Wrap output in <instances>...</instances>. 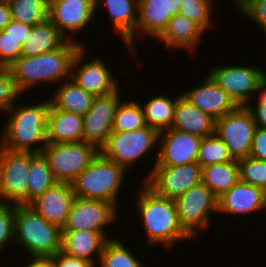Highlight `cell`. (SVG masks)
Returning <instances> with one entry per match:
<instances>
[{
	"instance_id": "cell-1",
	"label": "cell",
	"mask_w": 266,
	"mask_h": 267,
	"mask_svg": "<svg viewBox=\"0 0 266 267\" xmlns=\"http://www.w3.org/2000/svg\"><path fill=\"white\" fill-rule=\"evenodd\" d=\"M139 186L134 190L136 205L133 207H136L137 217L143 226L140 229L146 236L145 246L152 249L161 246L169 252L172 248L175 250V245H180L182 241L193 242L194 239L180 225L174 200L158 196L144 182Z\"/></svg>"
},
{
	"instance_id": "cell-2",
	"label": "cell",
	"mask_w": 266,
	"mask_h": 267,
	"mask_svg": "<svg viewBox=\"0 0 266 267\" xmlns=\"http://www.w3.org/2000/svg\"><path fill=\"white\" fill-rule=\"evenodd\" d=\"M20 99L26 100L22 95L18 102L8 110L5 121H2L0 146L12 151L41 153L47 144L46 131L50 100L40 98L38 102L35 101L36 103L33 101L26 103Z\"/></svg>"
},
{
	"instance_id": "cell-3",
	"label": "cell",
	"mask_w": 266,
	"mask_h": 267,
	"mask_svg": "<svg viewBox=\"0 0 266 267\" xmlns=\"http://www.w3.org/2000/svg\"><path fill=\"white\" fill-rule=\"evenodd\" d=\"M83 45L69 40L63 47L36 56L21 55L10 66L17 90L26 98L33 89L42 85L57 86L71 79V66L76 53ZM31 92V93H30Z\"/></svg>"
},
{
	"instance_id": "cell-4",
	"label": "cell",
	"mask_w": 266,
	"mask_h": 267,
	"mask_svg": "<svg viewBox=\"0 0 266 267\" xmlns=\"http://www.w3.org/2000/svg\"><path fill=\"white\" fill-rule=\"evenodd\" d=\"M62 229L48 223L30 205H15L14 246L26 257L53 256L61 250Z\"/></svg>"
},
{
	"instance_id": "cell-5",
	"label": "cell",
	"mask_w": 266,
	"mask_h": 267,
	"mask_svg": "<svg viewBox=\"0 0 266 267\" xmlns=\"http://www.w3.org/2000/svg\"><path fill=\"white\" fill-rule=\"evenodd\" d=\"M127 174L129 173L124 168L99 152L91 164L71 182V185L76 197L104 200L118 207L121 205L118 202L124 192L122 188H126L123 182L126 181Z\"/></svg>"
},
{
	"instance_id": "cell-6",
	"label": "cell",
	"mask_w": 266,
	"mask_h": 267,
	"mask_svg": "<svg viewBox=\"0 0 266 267\" xmlns=\"http://www.w3.org/2000/svg\"><path fill=\"white\" fill-rule=\"evenodd\" d=\"M159 133L158 130L148 125L132 132H112L100 152L127 172L134 169L137 163L138 165L142 164L139 162L144 160L146 156L150 158L149 155L155 153L152 167L148 166L147 176L143 175L144 180L141 179L143 183L150 176L158 159Z\"/></svg>"
},
{
	"instance_id": "cell-7",
	"label": "cell",
	"mask_w": 266,
	"mask_h": 267,
	"mask_svg": "<svg viewBox=\"0 0 266 267\" xmlns=\"http://www.w3.org/2000/svg\"><path fill=\"white\" fill-rule=\"evenodd\" d=\"M174 203L180 225L195 241L213 226L217 197L202 181L174 199Z\"/></svg>"
},
{
	"instance_id": "cell-8",
	"label": "cell",
	"mask_w": 266,
	"mask_h": 267,
	"mask_svg": "<svg viewBox=\"0 0 266 267\" xmlns=\"http://www.w3.org/2000/svg\"><path fill=\"white\" fill-rule=\"evenodd\" d=\"M240 64V65H239ZM207 65V72L214 81L235 101L246 106L256 96L259 83L266 76V67L252 64ZM211 66V67H210Z\"/></svg>"
},
{
	"instance_id": "cell-9",
	"label": "cell",
	"mask_w": 266,
	"mask_h": 267,
	"mask_svg": "<svg viewBox=\"0 0 266 267\" xmlns=\"http://www.w3.org/2000/svg\"><path fill=\"white\" fill-rule=\"evenodd\" d=\"M100 150L84 141L47 143L41 153L58 182L71 183L99 154Z\"/></svg>"
},
{
	"instance_id": "cell-10",
	"label": "cell",
	"mask_w": 266,
	"mask_h": 267,
	"mask_svg": "<svg viewBox=\"0 0 266 267\" xmlns=\"http://www.w3.org/2000/svg\"><path fill=\"white\" fill-rule=\"evenodd\" d=\"M87 49L86 45L82 46L76 53L71 66V80L95 97L109 95L118 90L121 79L117 80V75L109 67L111 65L100 54L88 59L90 52Z\"/></svg>"
},
{
	"instance_id": "cell-11",
	"label": "cell",
	"mask_w": 266,
	"mask_h": 267,
	"mask_svg": "<svg viewBox=\"0 0 266 267\" xmlns=\"http://www.w3.org/2000/svg\"><path fill=\"white\" fill-rule=\"evenodd\" d=\"M31 152L0 146V203L28 205Z\"/></svg>"
},
{
	"instance_id": "cell-12",
	"label": "cell",
	"mask_w": 266,
	"mask_h": 267,
	"mask_svg": "<svg viewBox=\"0 0 266 267\" xmlns=\"http://www.w3.org/2000/svg\"><path fill=\"white\" fill-rule=\"evenodd\" d=\"M120 208V206L117 207L114 203L108 201L75 196L62 231L89 230L101 232L110 240L114 238V236L112 237L114 233L109 235V229H111L109 227H114V224L120 222L119 214L122 213Z\"/></svg>"
},
{
	"instance_id": "cell-13",
	"label": "cell",
	"mask_w": 266,
	"mask_h": 267,
	"mask_svg": "<svg viewBox=\"0 0 266 267\" xmlns=\"http://www.w3.org/2000/svg\"><path fill=\"white\" fill-rule=\"evenodd\" d=\"M255 129L252 114L246 106H238L215 121V134L236 160L250 155Z\"/></svg>"
},
{
	"instance_id": "cell-14",
	"label": "cell",
	"mask_w": 266,
	"mask_h": 267,
	"mask_svg": "<svg viewBox=\"0 0 266 267\" xmlns=\"http://www.w3.org/2000/svg\"><path fill=\"white\" fill-rule=\"evenodd\" d=\"M94 0H49V20L69 39L85 46L79 39L94 20ZM92 21V22H91ZM78 34V36H77ZM78 38V39H77Z\"/></svg>"
},
{
	"instance_id": "cell-15",
	"label": "cell",
	"mask_w": 266,
	"mask_h": 267,
	"mask_svg": "<svg viewBox=\"0 0 266 267\" xmlns=\"http://www.w3.org/2000/svg\"><path fill=\"white\" fill-rule=\"evenodd\" d=\"M124 89L95 97L89 111L83 115V141L95 145L99 150L107 143L113 132V119L117 107L123 100Z\"/></svg>"
},
{
	"instance_id": "cell-16",
	"label": "cell",
	"mask_w": 266,
	"mask_h": 267,
	"mask_svg": "<svg viewBox=\"0 0 266 267\" xmlns=\"http://www.w3.org/2000/svg\"><path fill=\"white\" fill-rule=\"evenodd\" d=\"M202 181V167L197 163L182 166L153 167L144 182L158 196L176 199Z\"/></svg>"
},
{
	"instance_id": "cell-17",
	"label": "cell",
	"mask_w": 266,
	"mask_h": 267,
	"mask_svg": "<svg viewBox=\"0 0 266 267\" xmlns=\"http://www.w3.org/2000/svg\"><path fill=\"white\" fill-rule=\"evenodd\" d=\"M202 137L168 128L160 131L158 159L154 167L182 166L197 162Z\"/></svg>"
},
{
	"instance_id": "cell-18",
	"label": "cell",
	"mask_w": 266,
	"mask_h": 267,
	"mask_svg": "<svg viewBox=\"0 0 266 267\" xmlns=\"http://www.w3.org/2000/svg\"><path fill=\"white\" fill-rule=\"evenodd\" d=\"M101 3V4H100ZM95 15H100L99 10L108 14L105 16L111 24L112 32L118 33L121 41L124 42L123 46L127 49V53L131 57H135L138 46L135 41V29L138 21V0H94ZM97 12H99L97 14Z\"/></svg>"
},
{
	"instance_id": "cell-19",
	"label": "cell",
	"mask_w": 266,
	"mask_h": 267,
	"mask_svg": "<svg viewBox=\"0 0 266 267\" xmlns=\"http://www.w3.org/2000/svg\"><path fill=\"white\" fill-rule=\"evenodd\" d=\"M196 87L180 91L181 95L215 121L234 111L238 105L207 73Z\"/></svg>"
},
{
	"instance_id": "cell-20",
	"label": "cell",
	"mask_w": 266,
	"mask_h": 267,
	"mask_svg": "<svg viewBox=\"0 0 266 267\" xmlns=\"http://www.w3.org/2000/svg\"><path fill=\"white\" fill-rule=\"evenodd\" d=\"M266 213V192L239 180L231 189L217 198V214L249 216L260 212ZM236 215V217H235Z\"/></svg>"
},
{
	"instance_id": "cell-21",
	"label": "cell",
	"mask_w": 266,
	"mask_h": 267,
	"mask_svg": "<svg viewBox=\"0 0 266 267\" xmlns=\"http://www.w3.org/2000/svg\"><path fill=\"white\" fill-rule=\"evenodd\" d=\"M180 8L178 0H138L135 40L141 42L144 36L157 40Z\"/></svg>"
},
{
	"instance_id": "cell-22",
	"label": "cell",
	"mask_w": 266,
	"mask_h": 267,
	"mask_svg": "<svg viewBox=\"0 0 266 267\" xmlns=\"http://www.w3.org/2000/svg\"><path fill=\"white\" fill-rule=\"evenodd\" d=\"M205 35L208 34L198 24L178 13L169 20L167 27L157 39L164 43L163 50L169 53H173L174 49L184 52L186 50L194 57L201 48L199 46H203L201 44L205 42Z\"/></svg>"
},
{
	"instance_id": "cell-23",
	"label": "cell",
	"mask_w": 266,
	"mask_h": 267,
	"mask_svg": "<svg viewBox=\"0 0 266 267\" xmlns=\"http://www.w3.org/2000/svg\"><path fill=\"white\" fill-rule=\"evenodd\" d=\"M75 199L73 187L68 182H57L29 205L48 223L63 228Z\"/></svg>"
},
{
	"instance_id": "cell-24",
	"label": "cell",
	"mask_w": 266,
	"mask_h": 267,
	"mask_svg": "<svg viewBox=\"0 0 266 267\" xmlns=\"http://www.w3.org/2000/svg\"><path fill=\"white\" fill-rule=\"evenodd\" d=\"M109 239L101 232L89 230L62 231L61 251L97 266Z\"/></svg>"
},
{
	"instance_id": "cell-25",
	"label": "cell",
	"mask_w": 266,
	"mask_h": 267,
	"mask_svg": "<svg viewBox=\"0 0 266 267\" xmlns=\"http://www.w3.org/2000/svg\"><path fill=\"white\" fill-rule=\"evenodd\" d=\"M171 128L203 138L215 133V120L180 95Z\"/></svg>"
},
{
	"instance_id": "cell-26",
	"label": "cell",
	"mask_w": 266,
	"mask_h": 267,
	"mask_svg": "<svg viewBox=\"0 0 266 267\" xmlns=\"http://www.w3.org/2000/svg\"><path fill=\"white\" fill-rule=\"evenodd\" d=\"M46 139L47 143L83 141V116L50 106Z\"/></svg>"
},
{
	"instance_id": "cell-27",
	"label": "cell",
	"mask_w": 266,
	"mask_h": 267,
	"mask_svg": "<svg viewBox=\"0 0 266 267\" xmlns=\"http://www.w3.org/2000/svg\"><path fill=\"white\" fill-rule=\"evenodd\" d=\"M69 39L49 20L33 25L21 55L36 56L63 47Z\"/></svg>"
},
{
	"instance_id": "cell-28",
	"label": "cell",
	"mask_w": 266,
	"mask_h": 267,
	"mask_svg": "<svg viewBox=\"0 0 266 267\" xmlns=\"http://www.w3.org/2000/svg\"><path fill=\"white\" fill-rule=\"evenodd\" d=\"M55 87L52 95L48 97L51 106L58 110L83 116L89 111L95 99L94 95L87 93L71 79L65 80Z\"/></svg>"
},
{
	"instance_id": "cell-29",
	"label": "cell",
	"mask_w": 266,
	"mask_h": 267,
	"mask_svg": "<svg viewBox=\"0 0 266 267\" xmlns=\"http://www.w3.org/2000/svg\"><path fill=\"white\" fill-rule=\"evenodd\" d=\"M155 94L144 103L142 100V107L144 110V116L146 124L150 127L155 128L159 132L168 128H171L174 119V109L178 97L181 93L174 95L175 98L171 97L169 94L162 95ZM155 96V97H154ZM170 96V97H169Z\"/></svg>"
},
{
	"instance_id": "cell-30",
	"label": "cell",
	"mask_w": 266,
	"mask_h": 267,
	"mask_svg": "<svg viewBox=\"0 0 266 267\" xmlns=\"http://www.w3.org/2000/svg\"><path fill=\"white\" fill-rule=\"evenodd\" d=\"M240 180L237 160L202 167V182L219 198Z\"/></svg>"
},
{
	"instance_id": "cell-31",
	"label": "cell",
	"mask_w": 266,
	"mask_h": 267,
	"mask_svg": "<svg viewBox=\"0 0 266 267\" xmlns=\"http://www.w3.org/2000/svg\"><path fill=\"white\" fill-rule=\"evenodd\" d=\"M117 238L106 243L96 267H148L144 259H139L141 255H135L127 242Z\"/></svg>"
},
{
	"instance_id": "cell-32",
	"label": "cell",
	"mask_w": 266,
	"mask_h": 267,
	"mask_svg": "<svg viewBox=\"0 0 266 267\" xmlns=\"http://www.w3.org/2000/svg\"><path fill=\"white\" fill-rule=\"evenodd\" d=\"M57 182L43 154L31 152L28 205Z\"/></svg>"
},
{
	"instance_id": "cell-33",
	"label": "cell",
	"mask_w": 266,
	"mask_h": 267,
	"mask_svg": "<svg viewBox=\"0 0 266 267\" xmlns=\"http://www.w3.org/2000/svg\"><path fill=\"white\" fill-rule=\"evenodd\" d=\"M122 100L113 119V132H132L145 127L146 121L141 102L131 97Z\"/></svg>"
},
{
	"instance_id": "cell-34",
	"label": "cell",
	"mask_w": 266,
	"mask_h": 267,
	"mask_svg": "<svg viewBox=\"0 0 266 267\" xmlns=\"http://www.w3.org/2000/svg\"><path fill=\"white\" fill-rule=\"evenodd\" d=\"M11 20L29 26L49 19V0H12L9 2Z\"/></svg>"
},
{
	"instance_id": "cell-35",
	"label": "cell",
	"mask_w": 266,
	"mask_h": 267,
	"mask_svg": "<svg viewBox=\"0 0 266 267\" xmlns=\"http://www.w3.org/2000/svg\"><path fill=\"white\" fill-rule=\"evenodd\" d=\"M180 14L198 24L206 33L211 32L214 21V0H178ZM210 29V30H209Z\"/></svg>"
},
{
	"instance_id": "cell-36",
	"label": "cell",
	"mask_w": 266,
	"mask_h": 267,
	"mask_svg": "<svg viewBox=\"0 0 266 267\" xmlns=\"http://www.w3.org/2000/svg\"><path fill=\"white\" fill-rule=\"evenodd\" d=\"M234 159L223 141L214 133L203 137L197 156V163L201 167L212 164H221Z\"/></svg>"
},
{
	"instance_id": "cell-37",
	"label": "cell",
	"mask_w": 266,
	"mask_h": 267,
	"mask_svg": "<svg viewBox=\"0 0 266 267\" xmlns=\"http://www.w3.org/2000/svg\"><path fill=\"white\" fill-rule=\"evenodd\" d=\"M240 180L266 192V160L251 156L238 159Z\"/></svg>"
},
{
	"instance_id": "cell-38",
	"label": "cell",
	"mask_w": 266,
	"mask_h": 267,
	"mask_svg": "<svg viewBox=\"0 0 266 267\" xmlns=\"http://www.w3.org/2000/svg\"><path fill=\"white\" fill-rule=\"evenodd\" d=\"M235 10L266 36V0H232Z\"/></svg>"
},
{
	"instance_id": "cell-39",
	"label": "cell",
	"mask_w": 266,
	"mask_h": 267,
	"mask_svg": "<svg viewBox=\"0 0 266 267\" xmlns=\"http://www.w3.org/2000/svg\"><path fill=\"white\" fill-rule=\"evenodd\" d=\"M22 94L17 90L9 67L0 66V114L5 113L19 100Z\"/></svg>"
},
{
	"instance_id": "cell-40",
	"label": "cell",
	"mask_w": 266,
	"mask_h": 267,
	"mask_svg": "<svg viewBox=\"0 0 266 267\" xmlns=\"http://www.w3.org/2000/svg\"><path fill=\"white\" fill-rule=\"evenodd\" d=\"M14 240L15 205L0 203V252L4 254L5 249L8 251L7 248L9 249L12 244L14 245Z\"/></svg>"
},
{
	"instance_id": "cell-41",
	"label": "cell",
	"mask_w": 266,
	"mask_h": 267,
	"mask_svg": "<svg viewBox=\"0 0 266 267\" xmlns=\"http://www.w3.org/2000/svg\"><path fill=\"white\" fill-rule=\"evenodd\" d=\"M22 43L10 36L6 31H0V66L9 67L21 56Z\"/></svg>"
},
{
	"instance_id": "cell-42",
	"label": "cell",
	"mask_w": 266,
	"mask_h": 267,
	"mask_svg": "<svg viewBox=\"0 0 266 267\" xmlns=\"http://www.w3.org/2000/svg\"><path fill=\"white\" fill-rule=\"evenodd\" d=\"M246 108L252 114L256 127L266 128V76L259 83L256 96L246 105Z\"/></svg>"
},
{
	"instance_id": "cell-43",
	"label": "cell",
	"mask_w": 266,
	"mask_h": 267,
	"mask_svg": "<svg viewBox=\"0 0 266 267\" xmlns=\"http://www.w3.org/2000/svg\"><path fill=\"white\" fill-rule=\"evenodd\" d=\"M249 156L266 160V128L256 127Z\"/></svg>"
},
{
	"instance_id": "cell-44",
	"label": "cell",
	"mask_w": 266,
	"mask_h": 267,
	"mask_svg": "<svg viewBox=\"0 0 266 267\" xmlns=\"http://www.w3.org/2000/svg\"><path fill=\"white\" fill-rule=\"evenodd\" d=\"M51 257L53 258L55 267H95L88 260L70 256L61 250Z\"/></svg>"
},
{
	"instance_id": "cell-45",
	"label": "cell",
	"mask_w": 266,
	"mask_h": 267,
	"mask_svg": "<svg viewBox=\"0 0 266 267\" xmlns=\"http://www.w3.org/2000/svg\"><path fill=\"white\" fill-rule=\"evenodd\" d=\"M32 26L26 25L19 21L11 20L5 27L6 31L10 36L19 40L22 44L25 42L30 34Z\"/></svg>"
},
{
	"instance_id": "cell-46",
	"label": "cell",
	"mask_w": 266,
	"mask_h": 267,
	"mask_svg": "<svg viewBox=\"0 0 266 267\" xmlns=\"http://www.w3.org/2000/svg\"><path fill=\"white\" fill-rule=\"evenodd\" d=\"M25 263L21 267H55L53 258L51 256L25 257ZM31 258V259H30Z\"/></svg>"
},
{
	"instance_id": "cell-47",
	"label": "cell",
	"mask_w": 266,
	"mask_h": 267,
	"mask_svg": "<svg viewBox=\"0 0 266 267\" xmlns=\"http://www.w3.org/2000/svg\"><path fill=\"white\" fill-rule=\"evenodd\" d=\"M11 21L9 2L0 0V31Z\"/></svg>"
}]
</instances>
